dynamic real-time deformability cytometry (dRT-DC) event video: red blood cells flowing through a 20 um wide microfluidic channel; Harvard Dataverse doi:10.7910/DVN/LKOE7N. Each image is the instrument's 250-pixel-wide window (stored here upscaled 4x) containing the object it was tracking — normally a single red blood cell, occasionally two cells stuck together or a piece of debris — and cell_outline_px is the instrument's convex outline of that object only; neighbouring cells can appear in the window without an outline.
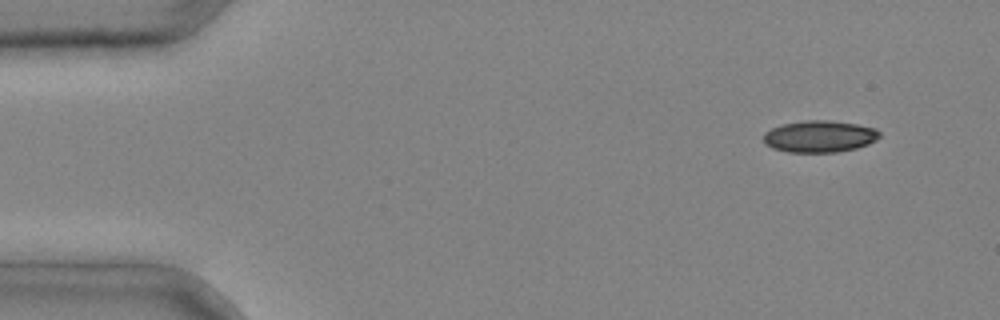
{"species": "common noctule bat (a hibernating species)", "species_latin": "Nyctalus noctula", "temperature_condition": "cold", "stored_images_in_passage": 3, "camera_frame_rate_fps": 3000, "um_per_image_px": 0.085, "animal": {"sex": "male", "body_mass_g": 20.4}, "frame": {"image": 1, "passage_image": 1, "time_ms": 0.0, "image_size_px": [1000, 320], "cell_outline_px": [[880, 136], [876, 140], [868, 144], [856, 148], [836, 152], [788, 152], [772, 148], [764, 144], [764, 132], [780, 124], [804, 120], [828, 120], [856, 124], [876, 128], [880, 132]], "centroid_in_image_um": [69.64, 11.59], "position_along_channel_um": 15.4, "area_um2": 21.62}}
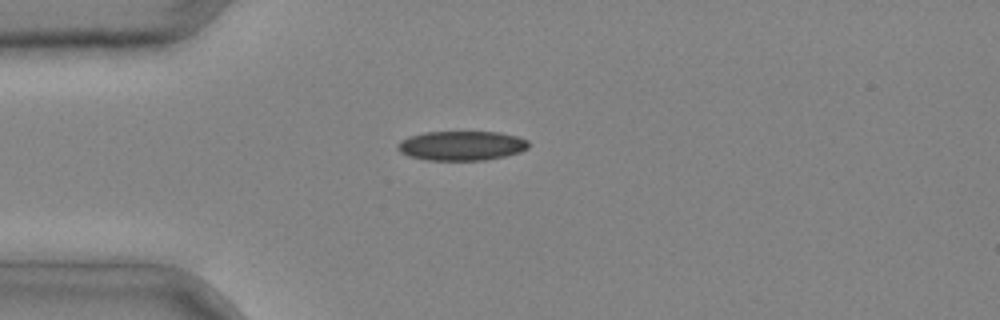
{"frame": {"image": 2, "passage_image": 3, "time_ms": 0.667, "image_size_px": [1000, 320], "cell_outline_px": [[528, 148], [520, 152], [504, 156], [484, 160], [428, 160], [408, 156], [400, 152], [396, 148], [396, 144], [400, 140], [408, 136], [424, 132], [500, 132], [516, 136], [528, 140]], "centroid_in_image_um": [39.19, 12.38], "position_along_channel_um": 45.8, "area_um2": 22.6}}